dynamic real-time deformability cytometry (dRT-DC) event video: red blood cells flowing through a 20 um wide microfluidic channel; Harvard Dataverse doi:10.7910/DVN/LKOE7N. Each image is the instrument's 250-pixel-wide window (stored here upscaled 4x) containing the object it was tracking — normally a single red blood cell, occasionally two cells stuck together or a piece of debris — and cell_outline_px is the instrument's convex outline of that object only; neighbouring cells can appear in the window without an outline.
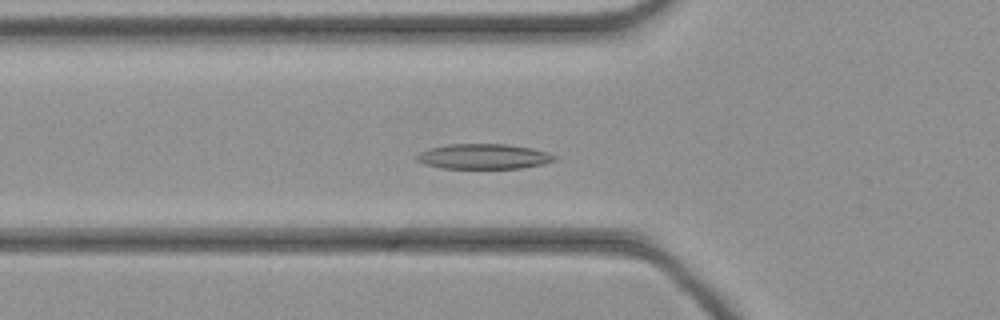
{"species": "common noctule bat (a hibernating species)", "species_latin": "Nyctalus noctula", "temperature_condition": "cold", "stored_images_in_passage": 36, "camera_frame_rate_fps": 3000, "um_per_image_px": 0.085, "animal": {"sex": "female", "body_mass_g": 21.9}, "frame": {"image": 1, "passage_image": 7, "time_ms": 2.0, "image_size_px": [1000, 320], "cell_outline_px": [[556, 160], [540, 164], [520, 168], [440, 168], [424, 164], [416, 160], [416, 156], [420, 152], [432, 148], [448, 144], [508, 144], [532, 148], [548, 152], [556, 156]], "centroid_in_image_um": [41.11, 13.29], "position_along_channel_um": 84.7, "area_um2": 20.06}}
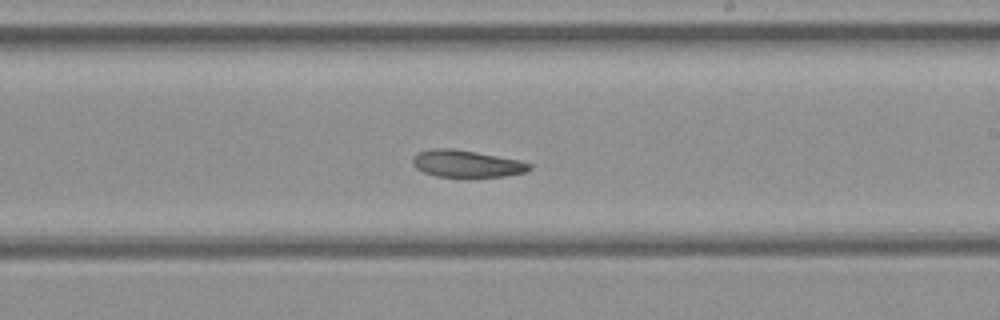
{"frame": {"image": 2, "passage_image": 18, "time_ms": 5.667, "image_size_px": [1000, 320], "cell_outline_px": [[532, 168], [524, 172], [504, 176], [436, 176], [424, 172], [416, 168], [412, 164], [412, 156], [416, 152], [428, 148], [456, 148], [520, 160], [532, 164]], "centroid_in_image_um": [39.61, 13.88], "position_along_channel_um": 249.4, "area_um2": 18.5}}
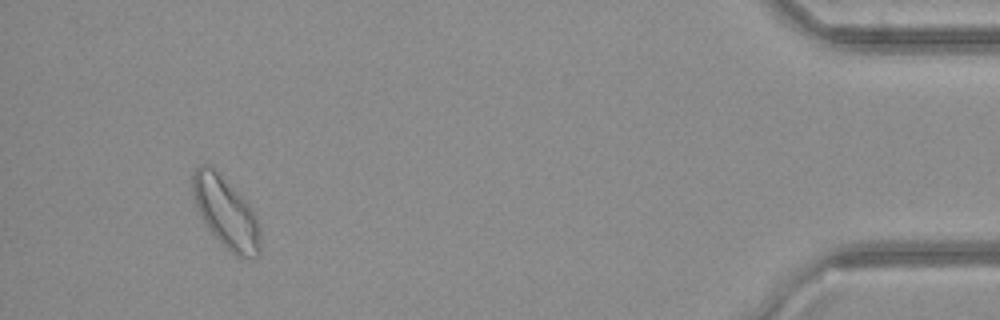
{"frame": {"image": 3, "passage_image": 34, "time_ms": 11.0, "image_size_px": [1000, 320], "cell_outline_px": [[260, 256], [252, 260], [240, 260], [204, 224], [200, 216], [192, 192], [192, 172], [200, 164], [204, 164], [212, 168], [248, 200], [260, 224]], "centroid_in_image_um": [19.25, 18.11], "position_along_channel_um": 415.9, "area_um2": 28.26}}